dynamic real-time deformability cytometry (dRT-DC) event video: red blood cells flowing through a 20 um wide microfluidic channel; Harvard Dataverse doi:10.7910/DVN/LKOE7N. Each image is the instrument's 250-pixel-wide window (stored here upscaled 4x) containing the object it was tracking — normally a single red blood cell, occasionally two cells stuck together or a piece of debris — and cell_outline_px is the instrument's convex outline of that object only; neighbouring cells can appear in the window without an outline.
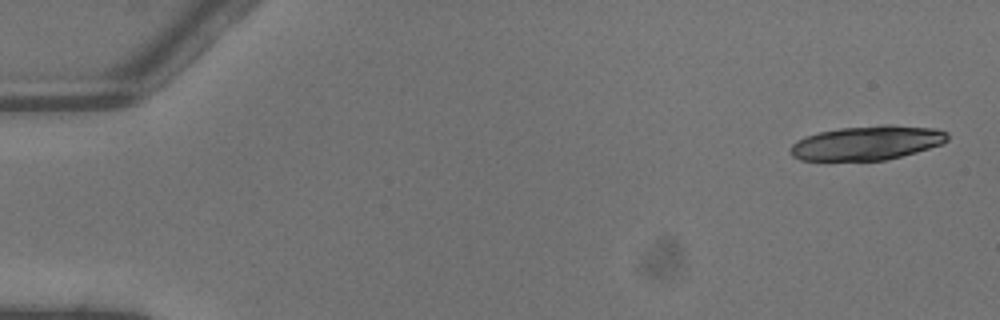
{"species": "common noctule bat (a hibernating species)", "species_latin": "Nyctalus noctula", "temperature_condition": "warm", "stored_images_in_passage": 5, "camera_frame_rate_fps": 3000, "um_per_image_px": 0.085, "animal": {"sex": "male", "body_mass_g": 13.3}, "frame": {"image": 1, "passage_image": 1, "time_ms": 0.0, "image_size_px": [1000, 320], "cell_outline_px": [[948, 140], [940, 144], [916, 152], [884, 160], [800, 160], [792, 156], [792, 144], [796, 140], [804, 136], [820, 132], [840, 128], [884, 124], [892, 124], [936, 128], [948, 132]], "centroid_in_image_um": [73.72, 12.13], "position_along_channel_um": 11.3, "area_um2": 31.27}}
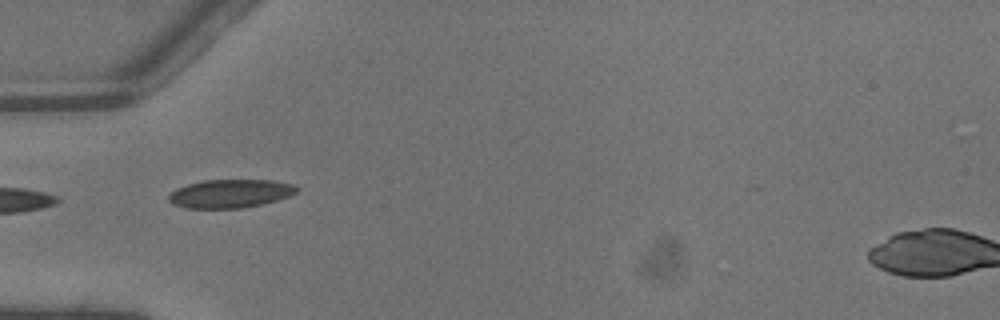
{"frame": {"image": 2, "passage_image": 5, "time_ms": 1.333, "image_size_px": [1000, 320], "cell_outline_px": [[300, 188], [296, 192], [288, 196], [276, 200], [260, 204], [240, 208], [184, 208], [172, 204], [168, 200], [168, 196], [176, 188], [188, 184], [204, 180], [272, 180], [296, 184]], "centroid_in_image_um": [19.57, 16.45], "position_along_channel_um": 65.4, "area_um2": 21.21}}